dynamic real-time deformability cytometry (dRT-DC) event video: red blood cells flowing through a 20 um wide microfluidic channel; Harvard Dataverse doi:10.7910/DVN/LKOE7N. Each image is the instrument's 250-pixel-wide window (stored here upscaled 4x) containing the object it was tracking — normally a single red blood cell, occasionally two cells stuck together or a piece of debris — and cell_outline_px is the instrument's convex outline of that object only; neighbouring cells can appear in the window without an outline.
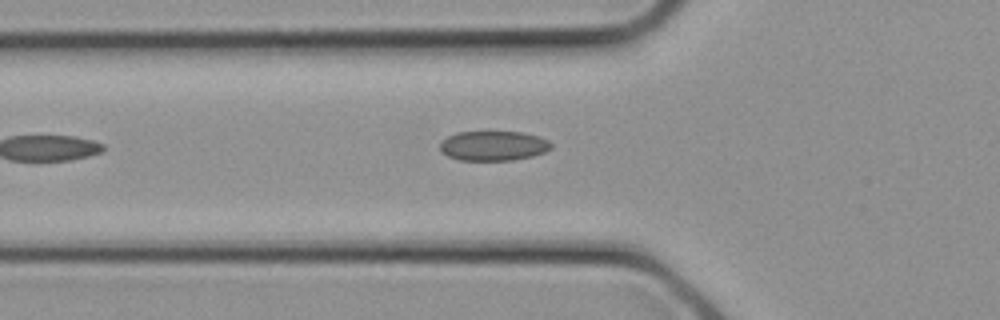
{"species": "common noctule bat (a hibernating species)", "species_latin": "Nyctalus noctula", "temperature_condition": "cold", "stored_images_in_passage": 10, "camera_frame_rate_fps": 3000, "um_per_image_px": 0.085, "animal": {"sex": "female", "body_mass_g": 21.9}, "frame": {"image": 1, "passage_image": 10, "time_ms": 3.0, "image_size_px": [1000, 320], "cell_outline_px": [[552, 148], [544, 152], [532, 156], [512, 160], [460, 160], [448, 156], [440, 152], [440, 144], [448, 136], [456, 132], [524, 132], [540, 136], [548, 140], [552, 144]], "centroid_in_image_um": [41.95, 12.39], "position_along_channel_um": 83.8, "area_um2": 19.31}}